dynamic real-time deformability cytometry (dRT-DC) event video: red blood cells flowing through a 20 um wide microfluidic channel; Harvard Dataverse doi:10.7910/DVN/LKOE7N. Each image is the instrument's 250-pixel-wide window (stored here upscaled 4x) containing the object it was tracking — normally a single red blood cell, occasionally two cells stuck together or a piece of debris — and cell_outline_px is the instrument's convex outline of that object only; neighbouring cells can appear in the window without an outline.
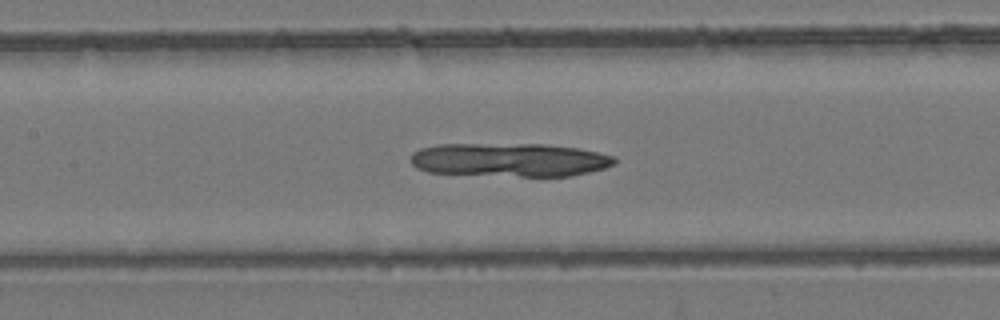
{"species": "common noctule bat (a hibernating species)", "species_latin": "Nyctalus noctula", "temperature_condition": "room temperature", "stored_images_in_passage": 54, "camera_frame_rate_fps": 3000, "um_per_image_px": 0.085, "animal": {"sex": "female", "body_mass_g": 24.6, "forearm_length_mm": 56.2}, "frame": {"image": 1, "passage_image": 25, "time_ms": 8.0, "image_size_px": [1000, 320], "cell_outline_px": [[616, 164], [604, 168], [572, 176], [520, 176], [428, 172], [416, 168], [412, 164], [412, 152], [420, 148], [436, 144], [548, 144], [576, 148], [616, 156]], "centroid_in_image_um": [43.33, 13.58], "position_along_channel_um": 164.1, "area_um2": 39.94}}
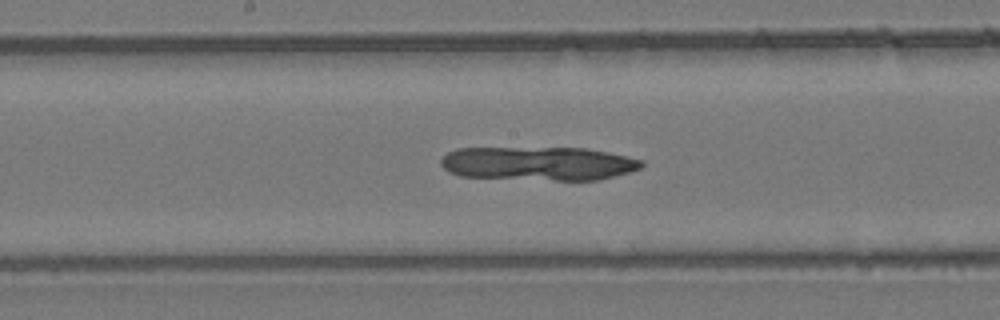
{"frame": {"image": 2, "passage_image": 28, "time_ms": 9.0, "image_size_px": [1000, 320], "cell_outline_px": [[644, 164], [640, 168], [628, 172], [600, 180], [556, 180], [460, 176], [448, 172], [440, 164], [440, 160], [448, 152], [456, 148], [584, 148], [608, 152], [628, 156], [644, 160]], "centroid_in_image_um": [45.77, 13.89], "position_along_channel_um": 202.4, "area_um2": 39.54}}